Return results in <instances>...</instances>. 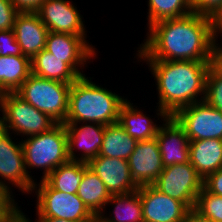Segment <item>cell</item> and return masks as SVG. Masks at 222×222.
I'll return each instance as SVG.
<instances>
[{"instance_id":"obj_19","label":"cell","mask_w":222,"mask_h":222,"mask_svg":"<svg viewBox=\"0 0 222 222\" xmlns=\"http://www.w3.org/2000/svg\"><path fill=\"white\" fill-rule=\"evenodd\" d=\"M189 162L203 180L222 168V139H202L189 142Z\"/></svg>"},{"instance_id":"obj_27","label":"cell","mask_w":222,"mask_h":222,"mask_svg":"<svg viewBox=\"0 0 222 222\" xmlns=\"http://www.w3.org/2000/svg\"><path fill=\"white\" fill-rule=\"evenodd\" d=\"M149 27L156 22L179 18L192 13L190 0H149Z\"/></svg>"},{"instance_id":"obj_5","label":"cell","mask_w":222,"mask_h":222,"mask_svg":"<svg viewBox=\"0 0 222 222\" xmlns=\"http://www.w3.org/2000/svg\"><path fill=\"white\" fill-rule=\"evenodd\" d=\"M71 84L31 74L16 93L33 107L47 114L57 124H64L68 114Z\"/></svg>"},{"instance_id":"obj_35","label":"cell","mask_w":222,"mask_h":222,"mask_svg":"<svg viewBox=\"0 0 222 222\" xmlns=\"http://www.w3.org/2000/svg\"><path fill=\"white\" fill-rule=\"evenodd\" d=\"M203 186L210 192L222 196V168L210 173L204 180Z\"/></svg>"},{"instance_id":"obj_13","label":"cell","mask_w":222,"mask_h":222,"mask_svg":"<svg viewBox=\"0 0 222 222\" xmlns=\"http://www.w3.org/2000/svg\"><path fill=\"white\" fill-rule=\"evenodd\" d=\"M128 165L132 180L138 187L152 185L164 169L156 137L138 141Z\"/></svg>"},{"instance_id":"obj_25","label":"cell","mask_w":222,"mask_h":222,"mask_svg":"<svg viewBox=\"0 0 222 222\" xmlns=\"http://www.w3.org/2000/svg\"><path fill=\"white\" fill-rule=\"evenodd\" d=\"M83 175L84 162L69 160L53 170L44 180L57 191L77 194Z\"/></svg>"},{"instance_id":"obj_16","label":"cell","mask_w":222,"mask_h":222,"mask_svg":"<svg viewBox=\"0 0 222 222\" xmlns=\"http://www.w3.org/2000/svg\"><path fill=\"white\" fill-rule=\"evenodd\" d=\"M164 121V127H159L156 134L163 166L188 163L190 141L184 128L173 116H168Z\"/></svg>"},{"instance_id":"obj_1","label":"cell","mask_w":222,"mask_h":222,"mask_svg":"<svg viewBox=\"0 0 222 222\" xmlns=\"http://www.w3.org/2000/svg\"><path fill=\"white\" fill-rule=\"evenodd\" d=\"M150 33V34H149ZM138 56L147 61H209L213 20L197 13L165 19L149 27Z\"/></svg>"},{"instance_id":"obj_2","label":"cell","mask_w":222,"mask_h":222,"mask_svg":"<svg viewBox=\"0 0 222 222\" xmlns=\"http://www.w3.org/2000/svg\"><path fill=\"white\" fill-rule=\"evenodd\" d=\"M146 62L157 82L160 112L157 115L166 119L185 106L204 101L209 61ZM198 94L203 95L202 99H196Z\"/></svg>"},{"instance_id":"obj_40","label":"cell","mask_w":222,"mask_h":222,"mask_svg":"<svg viewBox=\"0 0 222 222\" xmlns=\"http://www.w3.org/2000/svg\"><path fill=\"white\" fill-rule=\"evenodd\" d=\"M37 222H76V221L62 220L59 218H52V217H38Z\"/></svg>"},{"instance_id":"obj_9","label":"cell","mask_w":222,"mask_h":222,"mask_svg":"<svg viewBox=\"0 0 222 222\" xmlns=\"http://www.w3.org/2000/svg\"><path fill=\"white\" fill-rule=\"evenodd\" d=\"M173 117L184 128L189 141L222 139V112L205 101L185 106Z\"/></svg>"},{"instance_id":"obj_11","label":"cell","mask_w":222,"mask_h":222,"mask_svg":"<svg viewBox=\"0 0 222 222\" xmlns=\"http://www.w3.org/2000/svg\"><path fill=\"white\" fill-rule=\"evenodd\" d=\"M11 133L3 131L0 134V176L12 182L23 193L37 190L36 183L30 177L25 167L22 144H15L9 136Z\"/></svg>"},{"instance_id":"obj_20","label":"cell","mask_w":222,"mask_h":222,"mask_svg":"<svg viewBox=\"0 0 222 222\" xmlns=\"http://www.w3.org/2000/svg\"><path fill=\"white\" fill-rule=\"evenodd\" d=\"M32 74L41 78L73 83L80 76L65 62L47 50H42L31 60Z\"/></svg>"},{"instance_id":"obj_38","label":"cell","mask_w":222,"mask_h":222,"mask_svg":"<svg viewBox=\"0 0 222 222\" xmlns=\"http://www.w3.org/2000/svg\"><path fill=\"white\" fill-rule=\"evenodd\" d=\"M182 222H213V221L210 220L209 218L202 216L194 209H190Z\"/></svg>"},{"instance_id":"obj_41","label":"cell","mask_w":222,"mask_h":222,"mask_svg":"<svg viewBox=\"0 0 222 222\" xmlns=\"http://www.w3.org/2000/svg\"><path fill=\"white\" fill-rule=\"evenodd\" d=\"M88 222H109L107 221L104 217L103 214H94L89 220Z\"/></svg>"},{"instance_id":"obj_17","label":"cell","mask_w":222,"mask_h":222,"mask_svg":"<svg viewBox=\"0 0 222 222\" xmlns=\"http://www.w3.org/2000/svg\"><path fill=\"white\" fill-rule=\"evenodd\" d=\"M67 133L68 159L71 161H82L88 163L92 158L99 156L103 142L105 125L98 123H87L78 127V123H64ZM75 146L83 150L80 158L74 153Z\"/></svg>"},{"instance_id":"obj_22","label":"cell","mask_w":222,"mask_h":222,"mask_svg":"<svg viewBox=\"0 0 222 222\" xmlns=\"http://www.w3.org/2000/svg\"><path fill=\"white\" fill-rule=\"evenodd\" d=\"M118 123L137 141L155 138L160 127L143 112L134 108L128 100L120 108Z\"/></svg>"},{"instance_id":"obj_6","label":"cell","mask_w":222,"mask_h":222,"mask_svg":"<svg viewBox=\"0 0 222 222\" xmlns=\"http://www.w3.org/2000/svg\"><path fill=\"white\" fill-rule=\"evenodd\" d=\"M0 111L4 131L10 130L32 136L49 131L57 123L47 114L33 107L16 92L1 94ZM10 129V130H9Z\"/></svg>"},{"instance_id":"obj_33","label":"cell","mask_w":222,"mask_h":222,"mask_svg":"<svg viewBox=\"0 0 222 222\" xmlns=\"http://www.w3.org/2000/svg\"><path fill=\"white\" fill-rule=\"evenodd\" d=\"M0 180V217H4L17 208L13 197L10 195L9 185Z\"/></svg>"},{"instance_id":"obj_21","label":"cell","mask_w":222,"mask_h":222,"mask_svg":"<svg viewBox=\"0 0 222 222\" xmlns=\"http://www.w3.org/2000/svg\"><path fill=\"white\" fill-rule=\"evenodd\" d=\"M32 74L31 59L27 56L0 55V92H16Z\"/></svg>"},{"instance_id":"obj_26","label":"cell","mask_w":222,"mask_h":222,"mask_svg":"<svg viewBox=\"0 0 222 222\" xmlns=\"http://www.w3.org/2000/svg\"><path fill=\"white\" fill-rule=\"evenodd\" d=\"M112 202V203H111ZM115 204L112 218L104 217L109 222H144L142 212V201L138 190L128 193L111 195L107 204Z\"/></svg>"},{"instance_id":"obj_30","label":"cell","mask_w":222,"mask_h":222,"mask_svg":"<svg viewBox=\"0 0 222 222\" xmlns=\"http://www.w3.org/2000/svg\"><path fill=\"white\" fill-rule=\"evenodd\" d=\"M193 13L214 20L222 11V0H190Z\"/></svg>"},{"instance_id":"obj_28","label":"cell","mask_w":222,"mask_h":222,"mask_svg":"<svg viewBox=\"0 0 222 222\" xmlns=\"http://www.w3.org/2000/svg\"><path fill=\"white\" fill-rule=\"evenodd\" d=\"M193 209L213 222H222V196L210 193L204 186Z\"/></svg>"},{"instance_id":"obj_37","label":"cell","mask_w":222,"mask_h":222,"mask_svg":"<svg viewBox=\"0 0 222 222\" xmlns=\"http://www.w3.org/2000/svg\"><path fill=\"white\" fill-rule=\"evenodd\" d=\"M18 207L4 217H0V222H31L29 221L23 213H21Z\"/></svg>"},{"instance_id":"obj_8","label":"cell","mask_w":222,"mask_h":222,"mask_svg":"<svg viewBox=\"0 0 222 222\" xmlns=\"http://www.w3.org/2000/svg\"><path fill=\"white\" fill-rule=\"evenodd\" d=\"M153 185L162 193L193 209L203 188V178L188 162L164 167Z\"/></svg>"},{"instance_id":"obj_4","label":"cell","mask_w":222,"mask_h":222,"mask_svg":"<svg viewBox=\"0 0 222 222\" xmlns=\"http://www.w3.org/2000/svg\"><path fill=\"white\" fill-rule=\"evenodd\" d=\"M21 144L26 169H45L42 180L69 161L65 124H56L47 132L29 136Z\"/></svg>"},{"instance_id":"obj_14","label":"cell","mask_w":222,"mask_h":222,"mask_svg":"<svg viewBox=\"0 0 222 222\" xmlns=\"http://www.w3.org/2000/svg\"><path fill=\"white\" fill-rule=\"evenodd\" d=\"M87 164L105 184L110 195L128 194L139 188L132 180L128 160L99 155Z\"/></svg>"},{"instance_id":"obj_15","label":"cell","mask_w":222,"mask_h":222,"mask_svg":"<svg viewBox=\"0 0 222 222\" xmlns=\"http://www.w3.org/2000/svg\"><path fill=\"white\" fill-rule=\"evenodd\" d=\"M86 41L82 36L49 31L45 50L58 58H65V62L82 77L86 75L78 70V66H84V63L95 55L93 46Z\"/></svg>"},{"instance_id":"obj_3","label":"cell","mask_w":222,"mask_h":222,"mask_svg":"<svg viewBox=\"0 0 222 222\" xmlns=\"http://www.w3.org/2000/svg\"><path fill=\"white\" fill-rule=\"evenodd\" d=\"M125 101L115 92L93 84L88 77H79L71 84L65 123H116Z\"/></svg>"},{"instance_id":"obj_23","label":"cell","mask_w":222,"mask_h":222,"mask_svg":"<svg viewBox=\"0 0 222 222\" xmlns=\"http://www.w3.org/2000/svg\"><path fill=\"white\" fill-rule=\"evenodd\" d=\"M77 195L93 214H101L111 196L105 184L86 162H84V175Z\"/></svg>"},{"instance_id":"obj_36","label":"cell","mask_w":222,"mask_h":222,"mask_svg":"<svg viewBox=\"0 0 222 222\" xmlns=\"http://www.w3.org/2000/svg\"><path fill=\"white\" fill-rule=\"evenodd\" d=\"M19 13H36L46 0H10Z\"/></svg>"},{"instance_id":"obj_10","label":"cell","mask_w":222,"mask_h":222,"mask_svg":"<svg viewBox=\"0 0 222 222\" xmlns=\"http://www.w3.org/2000/svg\"><path fill=\"white\" fill-rule=\"evenodd\" d=\"M144 222H182L189 208L153 184L139 187Z\"/></svg>"},{"instance_id":"obj_34","label":"cell","mask_w":222,"mask_h":222,"mask_svg":"<svg viewBox=\"0 0 222 222\" xmlns=\"http://www.w3.org/2000/svg\"><path fill=\"white\" fill-rule=\"evenodd\" d=\"M217 37V34H214L211 42L209 66L215 73L222 75V47L216 43Z\"/></svg>"},{"instance_id":"obj_24","label":"cell","mask_w":222,"mask_h":222,"mask_svg":"<svg viewBox=\"0 0 222 222\" xmlns=\"http://www.w3.org/2000/svg\"><path fill=\"white\" fill-rule=\"evenodd\" d=\"M137 142L118 122L107 125L99 155L128 160Z\"/></svg>"},{"instance_id":"obj_32","label":"cell","mask_w":222,"mask_h":222,"mask_svg":"<svg viewBox=\"0 0 222 222\" xmlns=\"http://www.w3.org/2000/svg\"><path fill=\"white\" fill-rule=\"evenodd\" d=\"M18 13L10 0H0V31L13 29Z\"/></svg>"},{"instance_id":"obj_12","label":"cell","mask_w":222,"mask_h":222,"mask_svg":"<svg viewBox=\"0 0 222 222\" xmlns=\"http://www.w3.org/2000/svg\"><path fill=\"white\" fill-rule=\"evenodd\" d=\"M50 32L85 37V27L76 7L66 0H46L36 12Z\"/></svg>"},{"instance_id":"obj_31","label":"cell","mask_w":222,"mask_h":222,"mask_svg":"<svg viewBox=\"0 0 222 222\" xmlns=\"http://www.w3.org/2000/svg\"><path fill=\"white\" fill-rule=\"evenodd\" d=\"M0 55H23L20 45L17 43L13 29L0 31Z\"/></svg>"},{"instance_id":"obj_29","label":"cell","mask_w":222,"mask_h":222,"mask_svg":"<svg viewBox=\"0 0 222 222\" xmlns=\"http://www.w3.org/2000/svg\"><path fill=\"white\" fill-rule=\"evenodd\" d=\"M204 101L222 112V75L209 68L206 77Z\"/></svg>"},{"instance_id":"obj_42","label":"cell","mask_w":222,"mask_h":222,"mask_svg":"<svg viewBox=\"0 0 222 222\" xmlns=\"http://www.w3.org/2000/svg\"><path fill=\"white\" fill-rule=\"evenodd\" d=\"M4 131V126H3V120L2 117H0V134Z\"/></svg>"},{"instance_id":"obj_39","label":"cell","mask_w":222,"mask_h":222,"mask_svg":"<svg viewBox=\"0 0 222 222\" xmlns=\"http://www.w3.org/2000/svg\"><path fill=\"white\" fill-rule=\"evenodd\" d=\"M213 25H214V34H217V32L222 33V11L213 20Z\"/></svg>"},{"instance_id":"obj_18","label":"cell","mask_w":222,"mask_h":222,"mask_svg":"<svg viewBox=\"0 0 222 222\" xmlns=\"http://www.w3.org/2000/svg\"><path fill=\"white\" fill-rule=\"evenodd\" d=\"M13 31L23 55L31 60L45 49L49 30L37 13H18L14 20Z\"/></svg>"},{"instance_id":"obj_7","label":"cell","mask_w":222,"mask_h":222,"mask_svg":"<svg viewBox=\"0 0 222 222\" xmlns=\"http://www.w3.org/2000/svg\"><path fill=\"white\" fill-rule=\"evenodd\" d=\"M37 193V215L62 220L88 222L94 215L78 197L53 189L45 180L40 181Z\"/></svg>"}]
</instances>
